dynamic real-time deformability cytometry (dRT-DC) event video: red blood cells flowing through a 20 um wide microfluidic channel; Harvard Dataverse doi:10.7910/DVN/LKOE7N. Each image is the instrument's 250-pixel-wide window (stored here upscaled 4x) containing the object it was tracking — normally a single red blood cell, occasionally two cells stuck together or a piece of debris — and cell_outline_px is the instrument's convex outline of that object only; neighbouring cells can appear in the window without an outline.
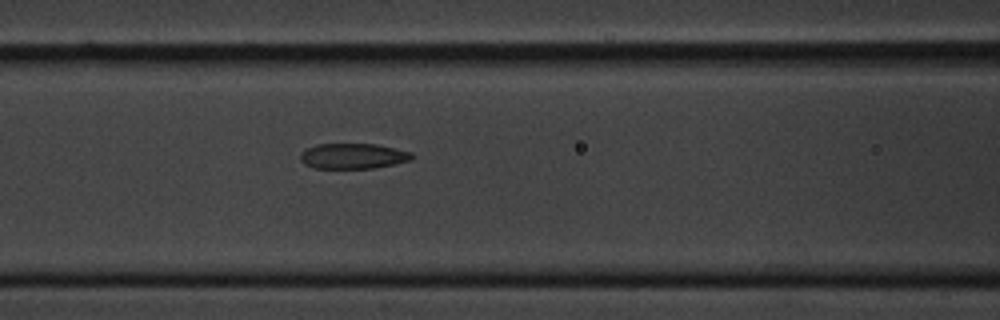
{"species": "common noctule bat (a hibernating species)", "species_latin": "Nyctalus noctula", "temperature_condition": "cold", "stored_images_in_passage": 9, "camera_frame_rate_fps": 3000, "um_per_image_px": 0.085, "animal": {"sex": "male", "body_mass_g": 20.1, "forearm_length_mm": 53.5}, "frame": {"image": 1, "passage_image": 9, "time_ms": 2.667, "image_size_px": [1000, 320], "cell_outline_px": [[412, 160], [372, 168], [312, 168], [304, 164], [300, 160], [300, 152], [316, 144], [376, 144], [412, 152]], "centroid_in_image_um": [29.97, 13.26], "position_along_channel_um": 136.6, "area_um2": 16.47}}